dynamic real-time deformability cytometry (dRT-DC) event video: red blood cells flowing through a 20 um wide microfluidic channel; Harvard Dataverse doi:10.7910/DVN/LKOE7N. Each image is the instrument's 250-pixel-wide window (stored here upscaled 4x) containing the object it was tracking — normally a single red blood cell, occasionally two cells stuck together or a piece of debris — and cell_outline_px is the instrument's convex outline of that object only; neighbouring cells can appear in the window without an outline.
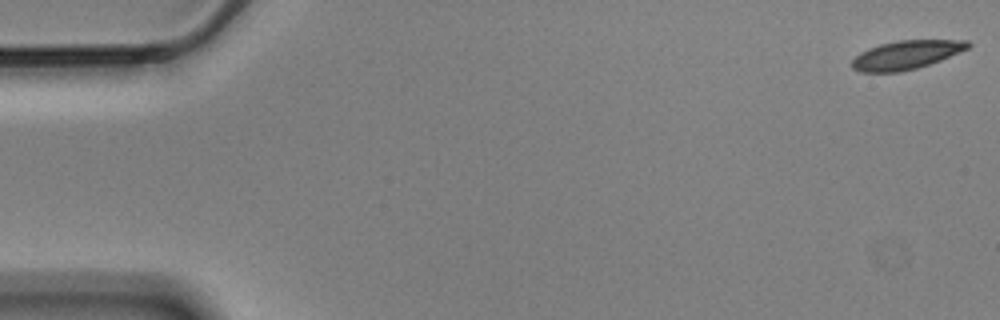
{"species": "Egyptian fruit bat (a non-hibernating species)", "species_latin": "Rousettus aegyptiacus", "temperature_condition": "cold", "stored_images_in_passage": 57, "camera_frame_rate_fps": 3000, "um_per_image_px": 0.085, "animal": {"sex": "male"}, "frame": {"image": 1, "passage_image": 1, "time_ms": 0.0, "image_size_px": [1000, 320], "cell_outline_px": [[972, 44], [968, 48], [940, 60], [916, 68], [900, 72], [860, 72], [852, 68], [852, 60], [860, 52], [868, 48], [880, 44], [896, 40], [968, 40]], "centroid_in_image_um": [77.0, 4.66], "position_along_channel_um": 8.0, "area_um2": 19.31}}
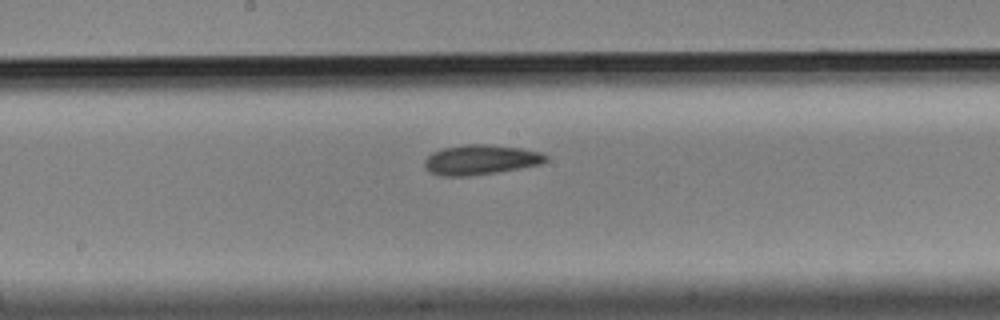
{"frame": {"image": 2, "passage_image": 30, "time_ms": 9.667, "image_size_px": [1000, 320], "cell_outline_px": [[548, 160], [540, 164], [520, 168], [496, 172], [468, 176], [440, 176], [428, 172], [424, 168], [424, 160], [432, 152], [444, 148], [464, 144], [484, 144], [524, 148], [540, 152], [548, 156]], "centroid_in_image_um": [40.83, 13.58], "position_along_channel_um": 207.4, "area_um2": 21.27}}
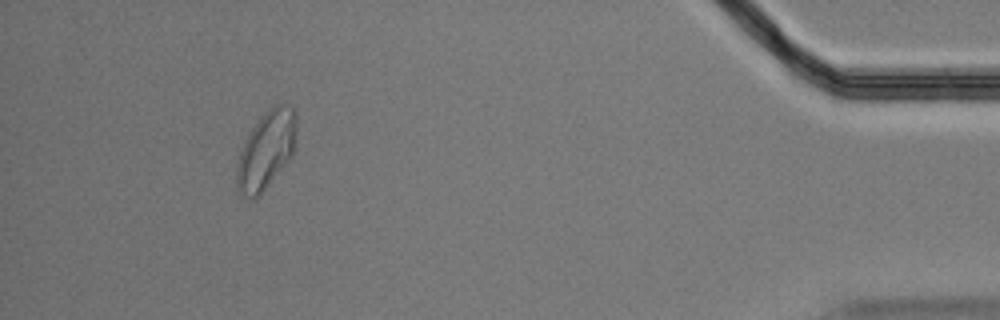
{"frame": {"image": 3, "passage_image": 53, "time_ms": 17.333, "image_size_px": [1000, 320], "cell_outline_px": [[296, 140], [292, 156], [260, 196], [252, 200], [240, 196], [236, 192], [236, 164], [244, 140], [248, 132], [260, 116], [272, 104], [284, 104], [292, 108], [296, 112]], "centroid_in_image_um": [22.59, 12.79], "position_along_channel_um": 412.6, "area_um2": 27.86}, "authors_computed_cell_mechanics": {"area_um2": 20.4612, "velocity_mm_per_s": 3.4835, "shape_relaxation_time_tau1_ms": 6.3792, "shape_relaxation_time_tau2_ms": 4.1031, "deformation_change_tau1": 0.1345, "deformation_change_tau2": 0.0914}}